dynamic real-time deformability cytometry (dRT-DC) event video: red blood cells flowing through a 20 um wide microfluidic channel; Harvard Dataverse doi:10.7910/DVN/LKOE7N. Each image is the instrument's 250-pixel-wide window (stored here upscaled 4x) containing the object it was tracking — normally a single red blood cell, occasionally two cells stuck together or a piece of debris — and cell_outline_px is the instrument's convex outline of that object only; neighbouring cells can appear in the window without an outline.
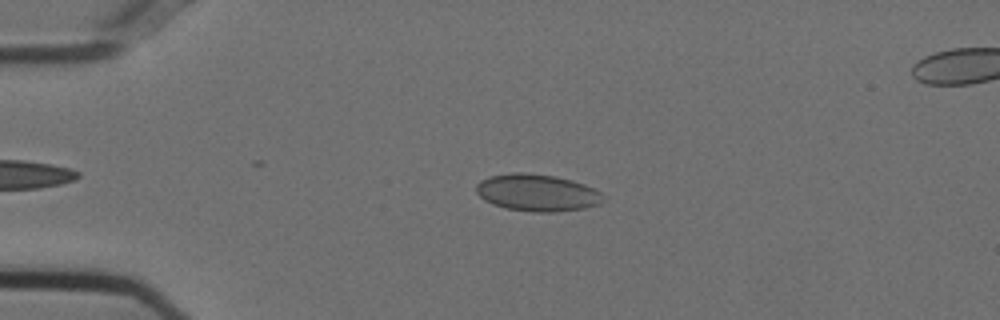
{"species": "Egyptian fruit bat (a non-hibernating species)", "species_latin": "Rousettus aegyptiacus", "temperature_condition": "cold", "stored_images_in_passage": 35, "camera_frame_rate_fps": 3000, "um_per_image_px": 0.085, "animal": {"sex": "female"}, "frame": {"image": 1, "passage_image": 4, "time_ms": 1.0, "image_size_px": [1000, 320], "cell_outline_px": [[604, 200], [600, 204], [584, 208], [556, 212], [532, 212], [504, 208], [492, 204], [484, 200], [476, 192], [476, 184], [480, 180], [488, 176], [512, 172], [524, 172], [556, 176], [572, 180], [584, 184], [600, 192], [604, 196]], "centroid_in_image_um": [45.63, 16.38], "position_along_channel_um": 39.4, "area_um2": 27.69}}
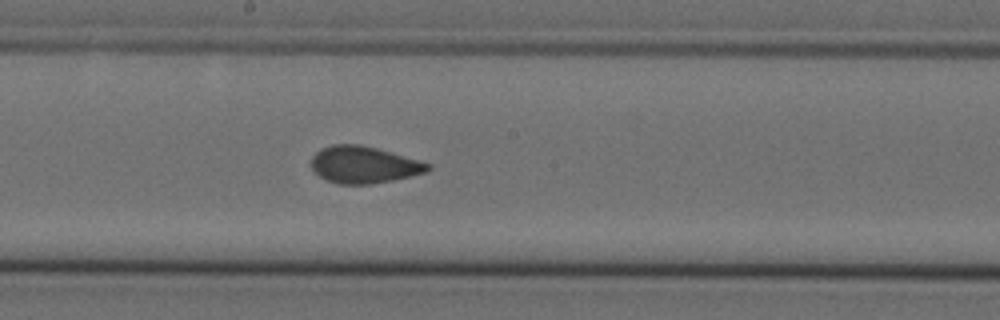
{"frame": {"image": 2, "passage_image": 21, "time_ms": 6.667, "image_size_px": [1000, 320], "cell_outline_px": [[432, 168], [424, 172], [392, 180], [372, 184], [336, 184], [324, 180], [312, 168], [312, 156], [320, 148], [332, 144], [360, 144], [376, 148], [432, 164]], "centroid_in_image_um": [30.88, 14.0], "position_along_channel_um": 217.3, "area_um2": 24.97}}
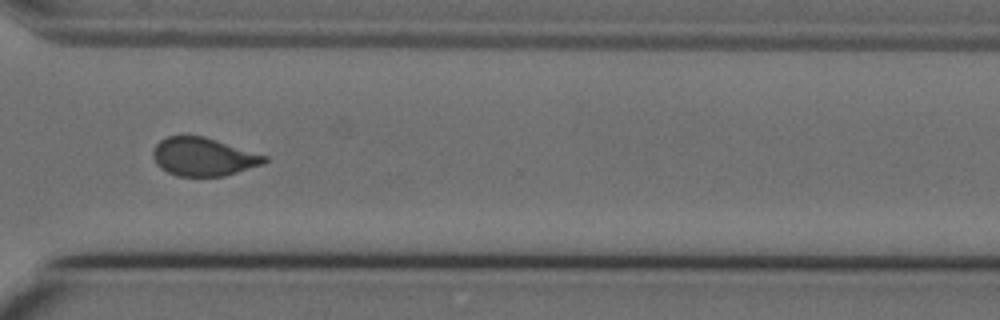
{"frame": {"image": 3, "passage_image": 32, "time_ms": 10.333, "image_size_px": [1000, 320], "cell_outline_px": [[268, 160], [264, 164], [224, 176], [176, 176], [160, 168], [156, 164], [152, 156], [152, 152], [156, 144], [160, 140], [168, 136], [204, 136], [268, 156]], "centroid_in_image_um": [17.28, 13.33], "position_along_channel_um": 353.3, "area_um2": 24.91}, "authors_computed_cell_mechanics": {"area_um2": 25.5476, "velocity_mm_per_s": 3.7223, "shape_relaxation_time_tau1_ms": null, "shape_relaxation_time_tau2_ms": 0.7345, "deformation_change_tau1": null, "deformation_change_tau2": 0.0577}}